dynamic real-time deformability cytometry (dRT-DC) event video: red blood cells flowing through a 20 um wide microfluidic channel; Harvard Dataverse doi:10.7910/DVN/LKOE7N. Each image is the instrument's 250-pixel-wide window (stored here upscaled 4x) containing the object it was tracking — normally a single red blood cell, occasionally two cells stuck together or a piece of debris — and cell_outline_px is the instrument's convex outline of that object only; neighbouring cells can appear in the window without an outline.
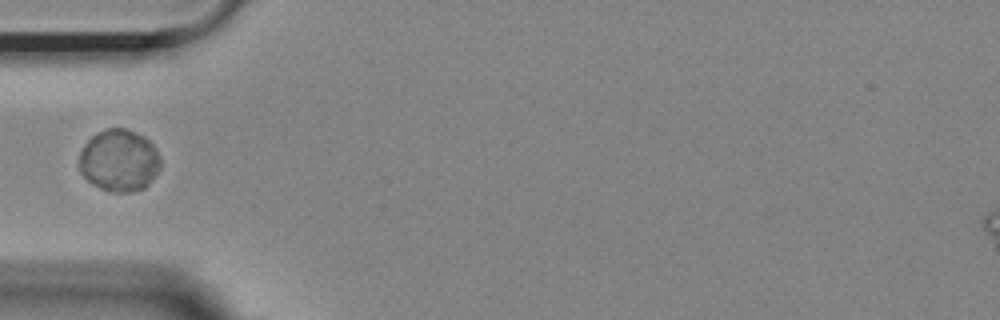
{"species": "Egyptian fruit bat (a non-hibernating species)", "species_latin": "Rousettus aegyptiacus", "temperature_condition": "room temperature", "stored_images_in_passage": 13, "camera_frame_rate_fps": 3000, "um_per_image_px": 0.085, "animal": {"sex": "female"}, "frame": {"image": 1, "passage_image": 1, "time_ms": 0.0, "image_size_px": [1000, 320], "cell_outline_px": [[160, 168], [148, 184], [144, 188], [132, 192], [108, 192], [92, 184], [80, 172], [80, 152], [84, 144], [96, 132], [108, 128], [124, 128], [144, 136], [156, 148], [160, 156]], "centroid_in_image_um": [10.13, 13.64], "position_along_channel_um": 74.9, "area_um2": 29.48}}
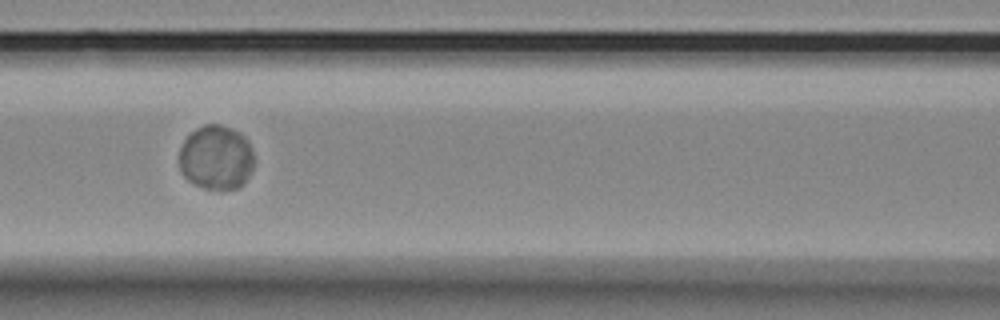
{"frame": {"image": 2, "passage_image": 7, "time_ms": 2.0, "image_size_px": [1000, 320], "cell_outline_px": [[252, 172], [244, 184], [240, 188], [220, 192], [204, 188], [188, 180], [180, 172], [180, 148], [184, 140], [196, 128], [204, 124], [220, 124], [240, 132], [248, 140], [252, 148]], "centroid_in_image_um": [18.39, 13.42], "position_along_channel_um": 148.2, "area_um2": 28.61}}
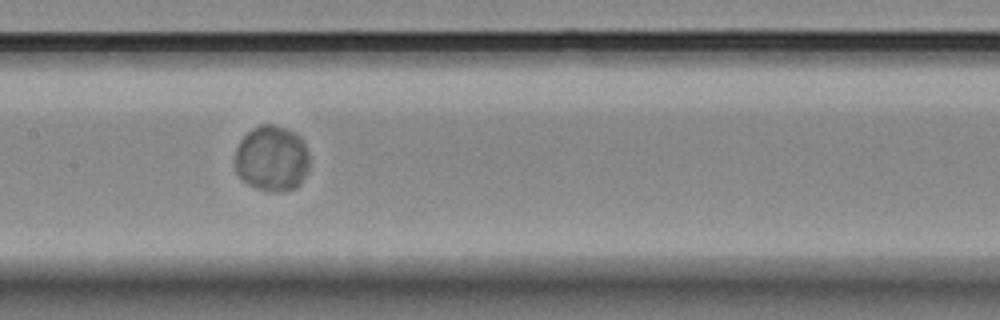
{"frame": {"image": 3, "passage_image": 10, "time_ms": 3.0, "image_size_px": [1000, 320], "cell_outline_px": [[308, 168], [300, 184], [296, 188], [280, 192], [276, 192], [256, 188], [248, 184], [236, 172], [236, 148], [240, 140], [252, 128], [260, 124], [272, 124], [284, 128], [300, 136], [308, 152]], "centroid_in_image_um": [23.1, 13.47], "position_along_channel_um": 184.3, "area_um2": 28.38}}